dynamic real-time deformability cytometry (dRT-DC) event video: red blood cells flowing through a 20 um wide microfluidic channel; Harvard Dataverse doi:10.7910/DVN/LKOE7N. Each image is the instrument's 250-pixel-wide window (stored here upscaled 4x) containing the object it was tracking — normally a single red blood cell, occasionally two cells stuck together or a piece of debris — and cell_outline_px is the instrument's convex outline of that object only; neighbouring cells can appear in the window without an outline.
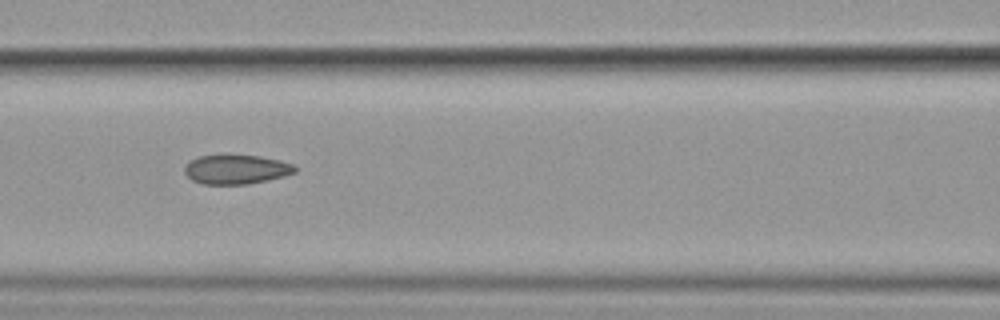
{"species": "common noctule bat (a hibernating species)", "species_latin": "Nyctalus noctula", "temperature_condition": "cold", "stored_images_in_passage": 8, "camera_frame_rate_fps": 3000, "um_per_image_px": 0.085, "animal": {"sex": "female", "body_mass_g": 19.9}, "frame": {"image": 1, "passage_image": 8, "time_ms": 8.333, "image_size_px": [1000, 320], "cell_outline_px": [[296, 172], [284, 176], [268, 180], [248, 184], [204, 184], [192, 180], [184, 172], [184, 168], [188, 160], [196, 156], [260, 156], [280, 160], [292, 164], [296, 168]], "centroid_in_image_um": [20.06, 14.4], "position_along_channel_um": 146.5, "area_um2": 18.73}}